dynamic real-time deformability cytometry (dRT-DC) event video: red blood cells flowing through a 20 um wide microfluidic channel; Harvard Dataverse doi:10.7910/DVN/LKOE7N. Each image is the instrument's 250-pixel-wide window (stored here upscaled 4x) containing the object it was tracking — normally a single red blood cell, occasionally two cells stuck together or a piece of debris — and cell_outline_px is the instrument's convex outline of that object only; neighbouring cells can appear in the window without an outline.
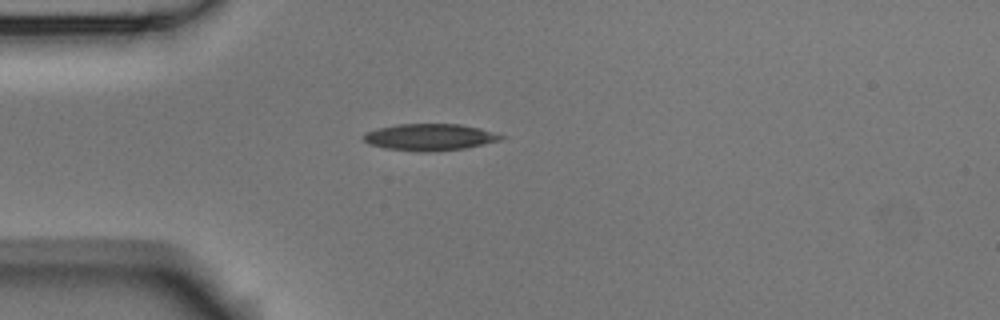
{"species": "Egyptian fruit bat (a non-hibernating species)", "species_latin": "Rousettus aegyptiacus", "temperature_condition": "room temperature", "stored_images_in_passage": 1, "camera_frame_rate_fps": 3000, "um_per_image_px": 0.085, "animal": {"sex": "male"}, "frame": {"image": 1, "passage_image": 1, "time_ms": 0.0, "image_size_px": [1000, 320], "cell_outline_px": [[508, 136], [500, 140], [484, 144], [464, 148], [432, 152], [416, 152], [384, 148], [368, 144], [360, 136], [364, 132], [396, 124], [460, 124], [480, 128]], "centroid_in_image_um": [36.51, 11.66], "position_along_channel_um": 48.5, "area_um2": 21.68}}